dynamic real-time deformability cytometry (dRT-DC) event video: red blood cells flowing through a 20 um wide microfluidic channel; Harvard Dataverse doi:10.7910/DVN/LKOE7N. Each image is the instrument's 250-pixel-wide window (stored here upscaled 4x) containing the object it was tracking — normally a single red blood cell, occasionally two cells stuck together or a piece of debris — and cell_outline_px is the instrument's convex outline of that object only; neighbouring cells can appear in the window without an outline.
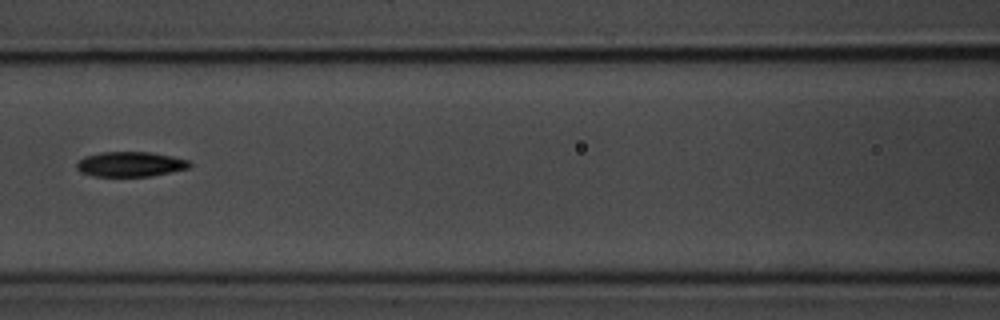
{"species": "common noctule bat (a hibernating species)", "species_latin": "Nyctalus noctula", "temperature_condition": "room temperature", "stored_images_in_passage": 4, "camera_frame_rate_fps": 3000, "um_per_image_px": 0.085, "animal": {"sex": "male", "body_mass_g": 20.1, "forearm_length_mm": 53.5}, "frame": {"image": 1, "passage_image": 4, "time_ms": 4.333, "image_size_px": [1000, 320], "cell_outline_px": [[192, 164], [188, 168], [152, 176], [96, 176], [80, 172], [76, 168], [76, 164], [84, 156], [100, 152], [148, 152], [172, 156], [188, 160]], "centroid_in_image_um": [11.07, 13.95], "position_along_channel_um": 155.5, "area_um2": 16.36}}